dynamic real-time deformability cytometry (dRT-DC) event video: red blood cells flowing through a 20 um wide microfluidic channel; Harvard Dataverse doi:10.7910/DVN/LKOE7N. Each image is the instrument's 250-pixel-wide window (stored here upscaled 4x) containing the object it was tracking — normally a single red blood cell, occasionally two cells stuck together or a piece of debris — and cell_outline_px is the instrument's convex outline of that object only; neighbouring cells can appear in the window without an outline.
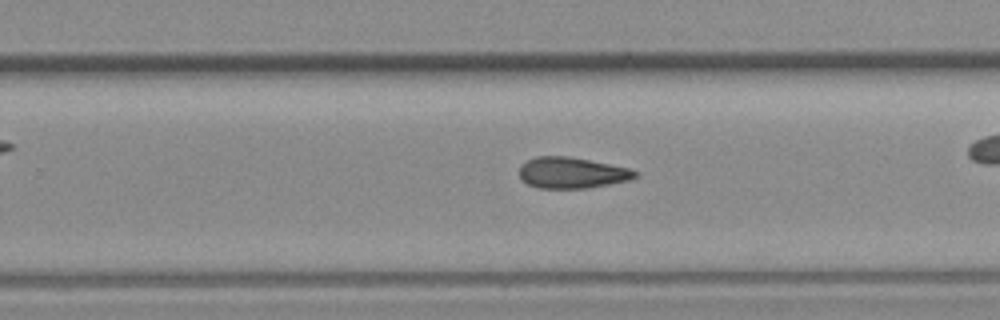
{"species": "common noctule bat (a hibernating species)", "species_latin": "Nyctalus noctula", "temperature_condition": "room temperature", "stored_images_in_passage": 39, "camera_frame_rate_fps": 3000, "um_per_image_px": 0.085, "animal": {"sex": "female", "body_mass_g": 19.3, "forearm_length_mm": 54.1}, "frame": {"image": 1, "passage_image": 23, "time_ms": 7.333, "image_size_px": [1000, 320], "cell_outline_px": [[636, 176], [632, 180], [588, 188], [536, 188], [520, 180], [520, 168], [528, 160], [536, 156], [564, 156], [588, 160], [628, 168], [636, 172]], "centroid_in_image_um": [48.59, 14.7], "position_along_channel_um": 281.2, "area_um2": 20.75}}
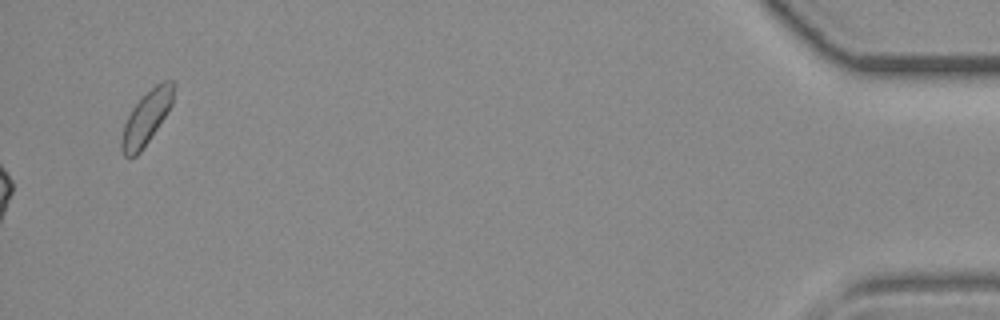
{"frame": {"image": 2, "passage_image": 39, "time_ms": 12.667, "image_size_px": [1000, 320], "cell_outline_px": [[176, 84], [172, 104], [140, 152], [136, 156], [124, 156], [120, 148], [120, 140], [124, 124], [132, 108], [160, 80], [172, 80]], "centroid_in_image_um": [12.44, 9.98], "position_along_channel_um": 422.8, "area_um2": 15.84}}